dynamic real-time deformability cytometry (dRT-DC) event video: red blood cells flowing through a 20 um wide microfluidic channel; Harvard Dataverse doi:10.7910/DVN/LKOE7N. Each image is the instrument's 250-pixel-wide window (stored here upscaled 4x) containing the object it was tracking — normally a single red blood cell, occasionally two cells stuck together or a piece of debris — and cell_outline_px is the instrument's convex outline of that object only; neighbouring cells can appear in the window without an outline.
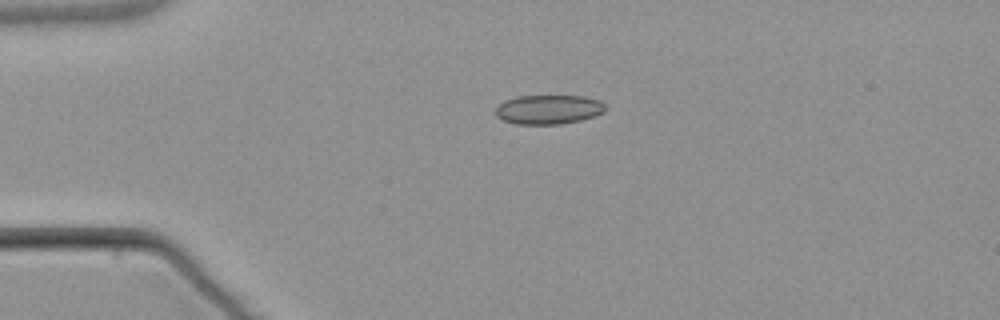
{"species": "common noctule bat (a hibernating species)", "species_latin": "Nyctalus noctula", "temperature_condition": "warm", "stored_images_in_passage": 2, "camera_frame_rate_fps": 3000, "um_per_image_px": 0.085, "animal": {"sex": "male", "body_mass_g": 21.5, "forearm_length_mm": 52.0}, "frame": {"image": 1, "passage_image": 1, "time_ms": 0.0, "image_size_px": [1000, 320], "cell_outline_px": [[604, 112], [580, 120], [560, 124], [516, 124], [504, 120], [496, 116], [496, 108], [504, 100], [516, 96], [584, 96], [600, 100], [604, 104]], "centroid_in_image_um": [46.61, 9.3], "position_along_channel_um": 38.4, "area_um2": 18.61}}